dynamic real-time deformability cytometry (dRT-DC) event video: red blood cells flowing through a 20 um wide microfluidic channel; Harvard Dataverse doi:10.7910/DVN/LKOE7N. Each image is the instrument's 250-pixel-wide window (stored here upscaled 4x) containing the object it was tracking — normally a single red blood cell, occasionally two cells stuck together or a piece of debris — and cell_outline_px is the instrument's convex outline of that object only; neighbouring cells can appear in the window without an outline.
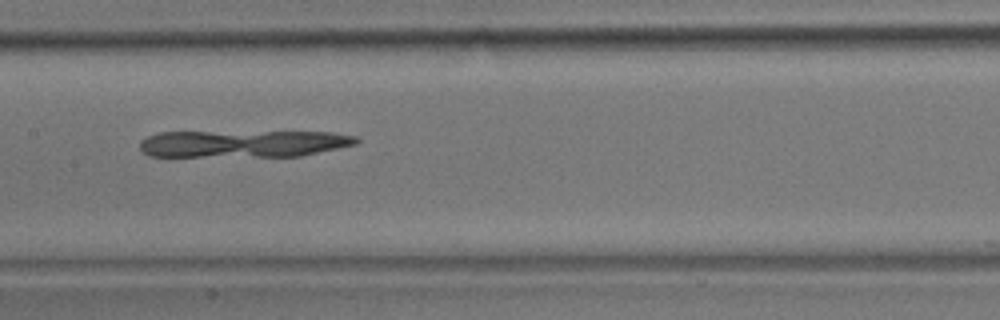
{"species": "common noctule bat (a hibernating species)", "species_latin": "Nyctalus noctula", "temperature_condition": "room temperature", "stored_images_in_passage": 5, "camera_frame_rate_fps": 3000, "um_per_image_px": 0.085, "animal": {"sex": "male", "body_mass_g": 17.9}, "frame": {"image": 1, "passage_image": 5, "time_ms": 4.667, "image_size_px": [1000, 320], "cell_outline_px": [[360, 140], [356, 144], [300, 156], [148, 156], [140, 148], [140, 140], [148, 136], [160, 132], [332, 132], [356, 136]], "centroid_in_image_um": [20.68, 12.21], "position_along_channel_um": 186.7, "area_um2": 34.04}}